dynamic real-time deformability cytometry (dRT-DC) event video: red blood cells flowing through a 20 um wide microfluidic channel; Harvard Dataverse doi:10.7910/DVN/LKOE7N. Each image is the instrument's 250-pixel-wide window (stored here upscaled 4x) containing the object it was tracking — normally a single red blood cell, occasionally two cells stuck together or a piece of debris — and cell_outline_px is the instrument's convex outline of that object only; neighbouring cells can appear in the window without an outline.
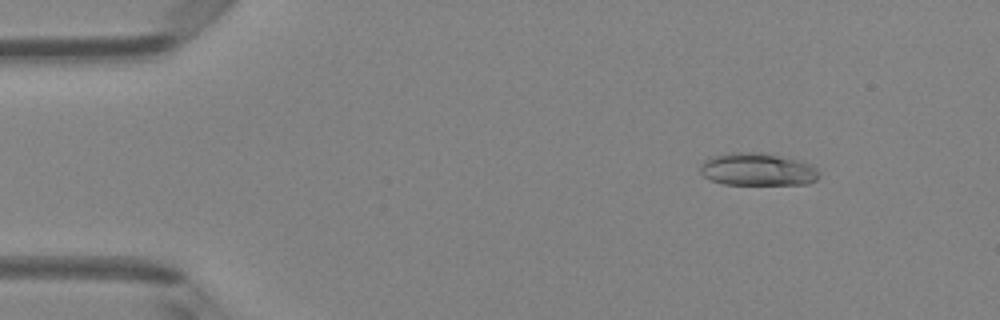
{"species": "Egyptian fruit bat (a non-hibernating species)", "species_latin": "Rousettus aegyptiacus", "temperature_condition": "room temperature", "stored_images_in_passage": 6, "camera_frame_rate_fps": 3000, "um_per_image_px": 0.085, "animal": {"sex": "female"}, "frame": {"image": 1, "passage_image": 2, "time_ms": 1.0, "image_size_px": [1000, 320], "cell_outline_px": [[820, 172], [816, 180], [808, 184], [724, 184], [712, 180], [704, 176], [700, 172], [700, 164], [708, 156], [728, 152], [764, 152], [804, 160], [812, 164]], "centroid_in_image_um": [64.4, 14.37], "position_along_channel_um": 20.6, "area_um2": 23.18}}
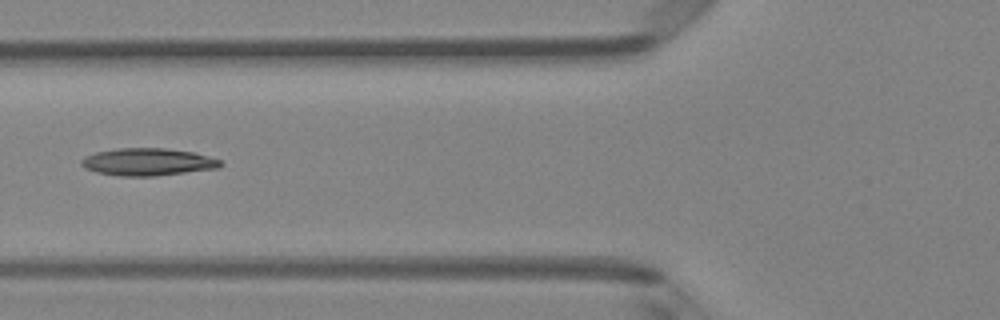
{"frame": {"image": 2, "passage_image": 5, "time_ms": 5.333, "image_size_px": [1000, 320], "cell_outline_px": [[224, 164], [220, 168], [156, 176], [120, 176], [96, 172], [84, 168], [80, 164], [80, 160], [84, 156], [96, 152], [116, 148], [164, 148], [192, 152], [208, 156], [220, 160]], "centroid_in_image_um": [12.54, 13.77], "position_along_channel_um": 113.3, "area_um2": 22.37}}
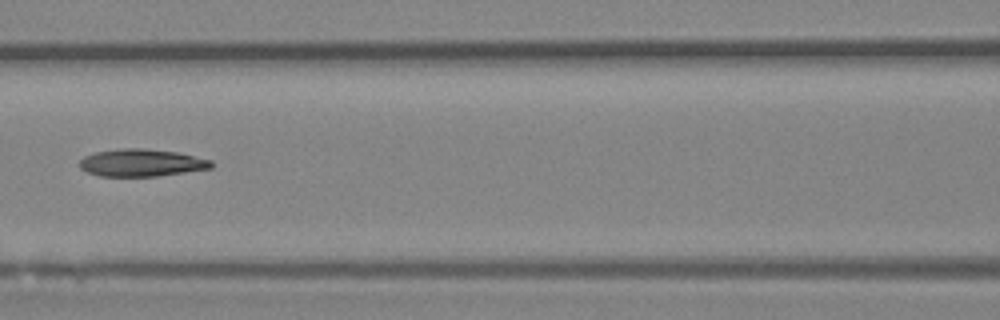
{"frame": {"image": 3, "passage_image": 6, "time_ms": 6.333, "image_size_px": [1000, 320], "cell_outline_px": [[212, 168], [156, 176], [100, 176], [88, 172], [80, 168], [80, 160], [84, 156], [96, 152], [120, 148], [144, 148], [176, 152], [212, 160]], "centroid_in_image_um": [12.01, 13.83], "position_along_channel_um": 154.6, "area_um2": 20.87}}